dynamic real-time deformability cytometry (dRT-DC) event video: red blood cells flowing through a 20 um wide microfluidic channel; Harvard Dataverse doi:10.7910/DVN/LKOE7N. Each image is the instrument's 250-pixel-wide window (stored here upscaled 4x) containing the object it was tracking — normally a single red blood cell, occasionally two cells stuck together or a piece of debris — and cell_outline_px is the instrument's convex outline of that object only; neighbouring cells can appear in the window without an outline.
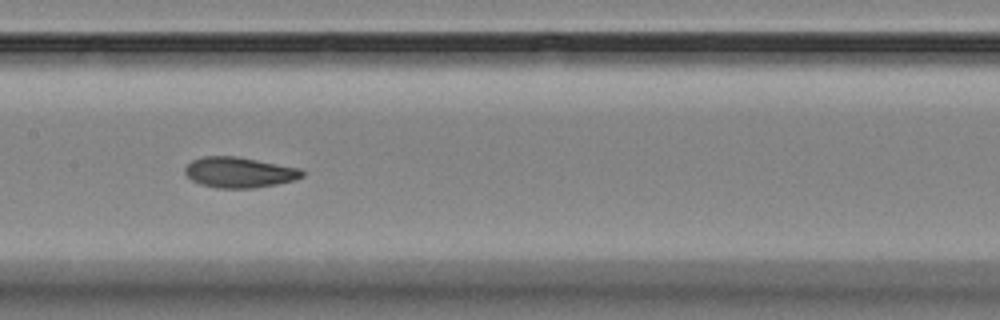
{"species": "Egyptian fruit bat (a non-hibernating species)", "species_latin": "Rousettus aegyptiacus", "temperature_condition": "room temperature", "stored_images_in_passage": 10, "camera_frame_rate_fps": 3000, "um_per_image_px": 0.085, "animal": {"sex": "female"}, "frame": {"image": 1, "passage_image": 9, "time_ms": 27.0, "image_size_px": [1000, 320], "cell_outline_px": [[304, 176], [292, 180], [276, 184], [256, 188], [216, 188], [200, 184], [192, 180], [184, 172], [184, 168], [192, 160], [204, 156], [236, 156], [300, 168], [304, 172]], "centroid_in_image_um": [20.32, 14.65], "position_along_channel_um": 187.1, "area_um2": 20.81}}
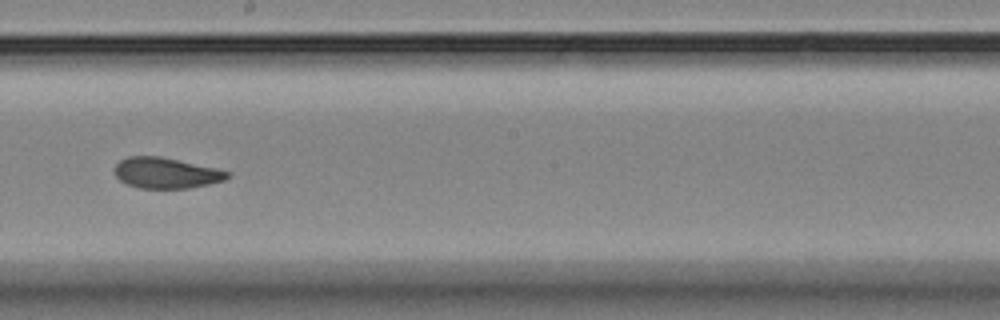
{"frame": {"image": 2, "passage_image": 10, "time_ms": 28.333, "image_size_px": [1000, 320], "cell_outline_px": [[232, 176], [224, 180], [208, 184], [188, 188], [140, 188], [128, 184], [120, 180], [116, 176], [112, 168], [120, 160], [128, 156], [160, 156], [216, 168], [232, 172]], "centroid_in_image_um": [14.12, 14.69], "position_along_channel_um": 234.1, "area_um2": 20.29}}